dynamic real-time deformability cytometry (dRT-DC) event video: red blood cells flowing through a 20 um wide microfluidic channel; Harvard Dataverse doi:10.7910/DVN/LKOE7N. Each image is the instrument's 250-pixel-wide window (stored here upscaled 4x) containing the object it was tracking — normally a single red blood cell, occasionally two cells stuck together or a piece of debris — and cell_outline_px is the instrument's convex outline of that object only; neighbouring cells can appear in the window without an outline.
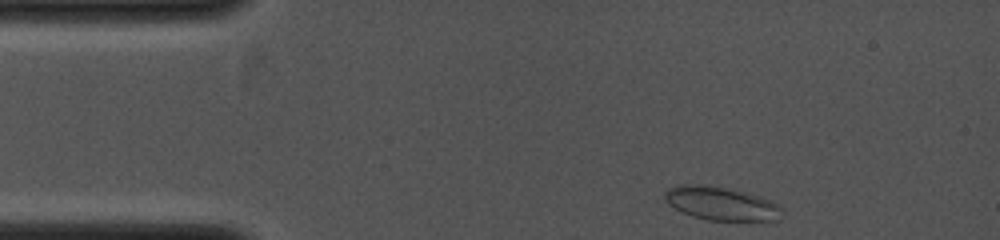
{"species": "common noctule bat (a hibernating species)", "species_latin": "Nyctalus noctula", "temperature_condition": "cold", "stored_images_in_passage": 23, "camera_frame_rate_fps": 4000, "um_per_image_px": 0.085, "animal": {"sex": "female", "body_mass_g": 19.0, "forearm_length_mm": 53.3}, "frame": {"image": 1, "passage_image": 1, "time_ms": 0.0, "image_size_px": [1000, 240], "cell_outline_px": [[784, 212], [780, 220], [708, 220], [692, 216], [680, 212], [668, 204], [664, 200], [664, 192], [668, 188], [684, 184], [708, 184], [744, 192], [760, 196], [780, 204]], "centroid_in_image_um": [61.3, 17.29], "position_along_channel_um": 23.7, "area_um2": 23.18}}
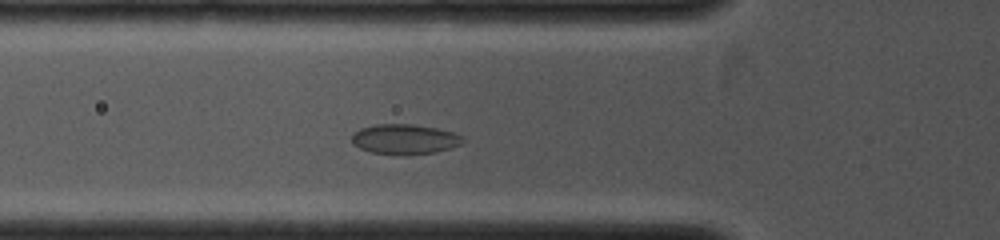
{"frame": {"image": 2, "passage_image": 11, "time_ms": 2.5, "image_size_px": [1000, 240], "cell_outline_px": [[464, 140], [460, 144], [452, 148], [436, 152], [408, 156], [372, 152], [360, 148], [352, 144], [352, 136], [360, 128], [376, 124], [412, 124], [436, 128], [452, 132], [464, 136]], "centroid_in_image_um": [34.42, 11.84], "position_along_channel_um": 91.4, "area_um2": 19.59}}
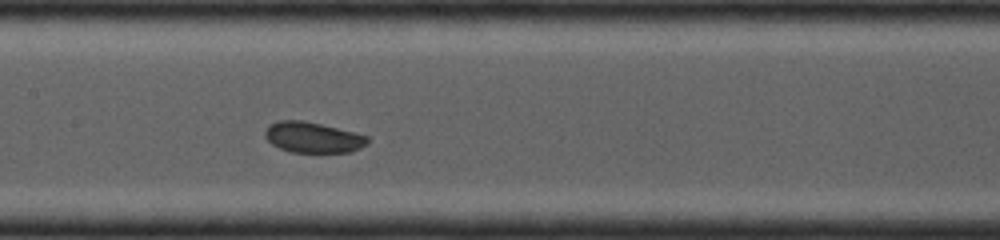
{"frame": {"image": 3, "passage_image": 22, "time_ms": 4.25, "image_size_px": [1000, 240], "cell_outline_px": [[368, 144], [352, 152], [320, 156], [292, 152], [280, 148], [272, 144], [264, 136], [264, 132], [268, 124], [276, 120], [300, 120], [320, 124], [368, 136]], "centroid_in_image_um": [26.59, 11.74], "position_along_channel_um": 180.8, "area_um2": 19.13}}